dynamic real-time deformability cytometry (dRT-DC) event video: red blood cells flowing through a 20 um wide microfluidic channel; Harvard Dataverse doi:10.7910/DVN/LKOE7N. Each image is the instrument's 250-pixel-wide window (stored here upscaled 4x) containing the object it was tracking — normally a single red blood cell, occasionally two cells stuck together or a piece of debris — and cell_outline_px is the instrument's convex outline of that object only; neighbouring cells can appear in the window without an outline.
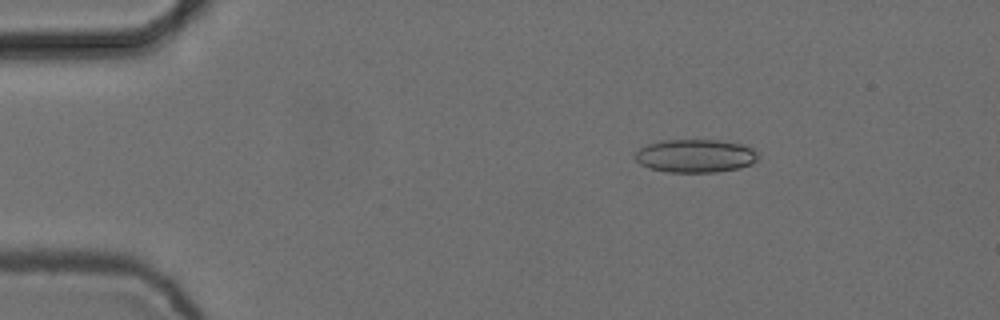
{"species": "common noctule bat (a hibernating species)", "species_latin": "Nyctalus noctula", "temperature_condition": "cold", "stored_images_in_passage": 4, "camera_frame_rate_fps": 3000, "um_per_image_px": 0.085, "animal": {"sex": "female", "body_mass_g": 24.6, "forearm_length_mm": 56.2}, "frame": {"image": 1, "passage_image": 2, "time_ms": 0.333, "image_size_px": [1000, 320], "cell_outline_px": [[760, 156], [752, 164], [740, 168], [716, 172], [668, 172], [648, 168], [640, 164], [636, 160], [636, 152], [640, 148], [648, 144], [664, 140], [720, 140], [744, 144], [752, 148]], "centroid_in_image_um": [59.14, 13.25], "position_along_channel_um": 25.9, "area_um2": 23.93}}